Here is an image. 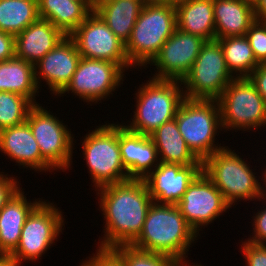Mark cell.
<instances>
[{"mask_svg":"<svg viewBox=\"0 0 266 266\" xmlns=\"http://www.w3.org/2000/svg\"><path fill=\"white\" fill-rule=\"evenodd\" d=\"M95 191L105 221L103 238L96 245L103 248L130 245L141 233L154 202L144 179H129Z\"/></svg>","mask_w":266,"mask_h":266,"instance_id":"obj_1","label":"cell"},{"mask_svg":"<svg viewBox=\"0 0 266 266\" xmlns=\"http://www.w3.org/2000/svg\"><path fill=\"white\" fill-rule=\"evenodd\" d=\"M197 237L177 205L153 202L141 233L130 245L140 250L171 256L183 263L187 262L189 249L198 240Z\"/></svg>","mask_w":266,"mask_h":266,"instance_id":"obj_2","label":"cell"},{"mask_svg":"<svg viewBox=\"0 0 266 266\" xmlns=\"http://www.w3.org/2000/svg\"><path fill=\"white\" fill-rule=\"evenodd\" d=\"M236 153L235 149L225 146L202 162V171L231 207L242 200L258 202L261 197V176L255 173L256 169L253 172L251 165L239 155L240 152Z\"/></svg>","mask_w":266,"mask_h":266,"instance_id":"obj_3","label":"cell"},{"mask_svg":"<svg viewBox=\"0 0 266 266\" xmlns=\"http://www.w3.org/2000/svg\"><path fill=\"white\" fill-rule=\"evenodd\" d=\"M135 91L134 115L124 126L135 133L150 135L166 122L176 117L185 99L181 81L157 80L149 77ZM132 120V122H131ZM129 122V124H128Z\"/></svg>","mask_w":266,"mask_h":266,"instance_id":"obj_4","label":"cell"},{"mask_svg":"<svg viewBox=\"0 0 266 266\" xmlns=\"http://www.w3.org/2000/svg\"><path fill=\"white\" fill-rule=\"evenodd\" d=\"M177 28L176 8L171 4H145L125 44L133 69H146ZM143 67V68H142Z\"/></svg>","mask_w":266,"mask_h":266,"instance_id":"obj_5","label":"cell"},{"mask_svg":"<svg viewBox=\"0 0 266 266\" xmlns=\"http://www.w3.org/2000/svg\"><path fill=\"white\" fill-rule=\"evenodd\" d=\"M175 119L190 151L201 162L225 147L221 146L218 141L215 142L217 139L215 136L223 131L217 99L185 97L177 110Z\"/></svg>","mask_w":266,"mask_h":266,"instance_id":"obj_6","label":"cell"},{"mask_svg":"<svg viewBox=\"0 0 266 266\" xmlns=\"http://www.w3.org/2000/svg\"><path fill=\"white\" fill-rule=\"evenodd\" d=\"M107 122L104 125L99 124L91 132L89 130L80 141L82 155L95 190L130 179L119 148V122Z\"/></svg>","mask_w":266,"mask_h":266,"instance_id":"obj_7","label":"cell"},{"mask_svg":"<svg viewBox=\"0 0 266 266\" xmlns=\"http://www.w3.org/2000/svg\"><path fill=\"white\" fill-rule=\"evenodd\" d=\"M217 100L223 133L266 128V101L249 78H234Z\"/></svg>","mask_w":266,"mask_h":266,"instance_id":"obj_8","label":"cell"},{"mask_svg":"<svg viewBox=\"0 0 266 266\" xmlns=\"http://www.w3.org/2000/svg\"><path fill=\"white\" fill-rule=\"evenodd\" d=\"M63 213L54 202L43 199L28 215L22 227L19 244L10 256L21 265L23 262L34 263L41 260L40 257L53 244L56 245L55 242L64 230L66 222Z\"/></svg>","mask_w":266,"mask_h":266,"instance_id":"obj_9","label":"cell"},{"mask_svg":"<svg viewBox=\"0 0 266 266\" xmlns=\"http://www.w3.org/2000/svg\"><path fill=\"white\" fill-rule=\"evenodd\" d=\"M53 114L40 103L34 104L29 109L26 121L39 145L42 157L56 172H65L72 170L76 139L68 125Z\"/></svg>","mask_w":266,"mask_h":266,"instance_id":"obj_10","label":"cell"},{"mask_svg":"<svg viewBox=\"0 0 266 266\" xmlns=\"http://www.w3.org/2000/svg\"><path fill=\"white\" fill-rule=\"evenodd\" d=\"M233 79L227 69L221 44L215 39L203 44L181 83L186 98L218 99Z\"/></svg>","mask_w":266,"mask_h":266,"instance_id":"obj_11","label":"cell"},{"mask_svg":"<svg viewBox=\"0 0 266 266\" xmlns=\"http://www.w3.org/2000/svg\"><path fill=\"white\" fill-rule=\"evenodd\" d=\"M124 73L116 63L81 57L70 83L56 98H63L66 92V95L71 92L87 105H96L116 93L126 77Z\"/></svg>","mask_w":266,"mask_h":266,"instance_id":"obj_12","label":"cell"},{"mask_svg":"<svg viewBox=\"0 0 266 266\" xmlns=\"http://www.w3.org/2000/svg\"><path fill=\"white\" fill-rule=\"evenodd\" d=\"M69 37L74 41L81 57L110 61L118 64L125 72L129 68L132 71L133 66L126 56L125 44L94 10Z\"/></svg>","mask_w":266,"mask_h":266,"instance_id":"obj_13","label":"cell"},{"mask_svg":"<svg viewBox=\"0 0 266 266\" xmlns=\"http://www.w3.org/2000/svg\"><path fill=\"white\" fill-rule=\"evenodd\" d=\"M190 227L200 236L202 228L223 216L232 207L216 185L201 171L189 184L177 204ZM223 214V215H222Z\"/></svg>","mask_w":266,"mask_h":266,"instance_id":"obj_14","label":"cell"},{"mask_svg":"<svg viewBox=\"0 0 266 266\" xmlns=\"http://www.w3.org/2000/svg\"><path fill=\"white\" fill-rule=\"evenodd\" d=\"M205 42L199 36L176 28L149 63L150 67L155 66L154 70L157 69L154 74L151 73L153 76L150 78L182 81L189 73Z\"/></svg>","mask_w":266,"mask_h":266,"instance_id":"obj_15","label":"cell"},{"mask_svg":"<svg viewBox=\"0 0 266 266\" xmlns=\"http://www.w3.org/2000/svg\"><path fill=\"white\" fill-rule=\"evenodd\" d=\"M80 60L81 55L74 41L66 36L34 65L39 89L42 81H45L47 89L51 92L50 95L57 97L70 83Z\"/></svg>","mask_w":266,"mask_h":266,"instance_id":"obj_16","label":"cell"},{"mask_svg":"<svg viewBox=\"0 0 266 266\" xmlns=\"http://www.w3.org/2000/svg\"><path fill=\"white\" fill-rule=\"evenodd\" d=\"M202 171V164L160 162L145 178L152 200L157 204L177 205L189 184Z\"/></svg>","mask_w":266,"mask_h":266,"instance_id":"obj_17","label":"cell"},{"mask_svg":"<svg viewBox=\"0 0 266 266\" xmlns=\"http://www.w3.org/2000/svg\"><path fill=\"white\" fill-rule=\"evenodd\" d=\"M0 152L8 156L10 161L23 169L29 168L35 172L56 171L41 155L28 122L0 130Z\"/></svg>","mask_w":266,"mask_h":266,"instance_id":"obj_18","label":"cell"},{"mask_svg":"<svg viewBox=\"0 0 266 266\" xmlns=\"http://www.w3.org/2000/svg\"><path fill=\"white\" fill-rule=\"evenodd\" d=\"M119 148L130 179H144L160 163L151 137L128 130L122 122L119 124Z\"/></svg>","mask_w":266,"mask_h":266,"instance_id":"obj_19","label":"cell"},{"mask_svg":"<svg viewBox=\"0 0 266 266\" xmlns=\"http://www.w3.org/2000/svg\"><path fill=\"white\" fill-rule=\"evenodd\" d=\"M65 37L51 22L39 18L15 36V57L35 65Z\"/></svg>","mask_w":266,"mask_h":266,"instance_id":"obj_20","label":"cell"},{"mask_svg":"<svg viewBox=\"0 0 266 266\" xmlns=\"http://www.w3.org/2000/svg\"><path fill=\"white\" fill-rule=\"evenodd\" d=\"M22 189L20 187L0 209V255H10L16 249L28 215L43 200L26 199Z\"/></svg>","mask_w":266,"mask_h":266,"instance_id":"obj_21","label":"cell"},{"mask_svg":"<svg viewBox=\"0 0 266 266\" xmlns=\"http://www.w3.org/2000/svg\"><path fill=\"white\" fill-rule=\"evenodd\" d=\"M216 40L244 36L256 21L253 4L245 0H213Z\"/></svg>","mask_w":266,"mask_h":266,"instance_id":"obj_22","label":"cell"},{"mask_svg":"<svg viewBox=\"0 0 266 266\" xmlns=\"http://www.w3.org/2000/svg\"><path fill=\"white\" fill-rule=\"evenodd\" d=\"M175 8L179 30L205 41L216 39L213 0H178Z\"/></svg>","mask_w":266,"mask_h":266,"instance_id":"obj_23","label":"cell"},{"mask_svg":"<svg viewBox=\"0 0 266 266\" xmlns=\"http://www.w3.org/2000/svg\"><path fill=\"white\" fill-rule=\"evenodd\" d=\"M143 6L142 2L130 0H96L94 11L109 29L126 44Z\"/></svg>","mask_w":266,"mask_h":266,"instance_id":"obj_24","label":"cell"},{"mask_svg":"<svg viewBox=\"0 0 266 266\" xmlns=\"http://www.w3.org/2000/svg\"><path fill=\"white\" fill-rule=\"evenodd\" d=\"M149 136L157 149L160 162L180 164L183 166L202 164L190 151L178 129L175 118L161 125Z\"/></svg>","mask_w":266,"mask_h":266,"instance_id":"obj_25","label":"cell"},{"mask_svg":"<svg viewBox=\"0 0 266 266\" xmlns=\"http://www.w3.org/2000/svg\"><path fill=\"white\" fill-rule=\"evenodd\" d=\"M39 90L33 64L17 57L0 62V92L19 94L39 104L36 102Z\"/></svg>","mask_w":266,"mask_h":266,"instance_id":"obj_26","label":"cell"},{"mask_svg":"<svg viewBox=\"0 0 266 266\" xmlns=\"http://www.w3.org/2000/svg\"><path fill=\"white\" fill-rule=\"evenodd\" d=\"M41 19L48 20L66 36L75 31L92 12L80 0H37Z\"/></svg>","mask_w":266,"mask_h":266,"instance_id":"obj_27","label":"cell"},{"mask_svg":"<svg viewBox=\"0 0 266 266\" xmlns=\"http://www.w3.org/2000/svg\"><path fill=\"white\" fill-rule=\"evenodd\" d=\"M223 50L227 69L234 78H248L259 65L247 37L235 36L217 39Z\"/></svg>","mask_w":266,"mask_h":266,"instance_id":"obj_28","label":"cell"},{"mask_svg":"<svg viewBox=\"0 0 266 266\" xmlns=\"http://www.w3.org/2000/svg\"><path fill=\"white\" fill-rule=\"evenodd\" d=\"M37 0H0V30L14 36L38 20Z\"/></svg>","mask_w":266,"mask_h":266,"instance_id":"obj_29","label":"cell"},{"mask_svg":"<svg viewBox=\"0 0 266 266\" xmlns=\"http://www.w3.org/2000/svg\"><path fill=\"white\" fill-rule=\"evenodd\" d=\"M34 104L26 97L11 92H0V130L26 121Z\"/></svg>","mask_w":266,"mask_h":266,"instance_id":"obj_30","label":"cell"},{"mask_svg":"<svg viewBox=\"0 0 266 266\" xmlns=\"http://www.w3.org/2000/svg\"><path fill=\"white\" fill-rule=\"evenodd\" d=\"M113 249L122 257L125 266H178L175 258L137 249L131 245H119Z\"/></svg>","mask_w":266,"mask_h":266,"instance_id":"obj_31","label":"cell"},{"mask_svg":"<svg viewBox=\"0 0 266 266\" xmlns=\"http://www.w3.org/2000/svg\"><path fill=\"white\" fill-rule=\"evenodd\" d=\"M258 63L266 62V21L256 20L245 35Z\"/></svg>","mask_w":266,"mask_h":266,"instance_id":"obj_32","label":"cell"},{"mask_svg":"<svg viewBox=\"0 0 266 266\" xmlns=\"http://www.w3.org/2000/svg\"><path fill=\"white\" fill-rule=\"evenodd\" d=\"M96 249L95 254L87 257L79 266H125L122 257L113 248Z\"/></svg>","mask_w":266,"mask_h":266,"instance_id":"obj_33","label":"cell"},{"mask_svg":"<svg viewBox=\"0 0 266 266\" xmlns=\"http://www.w3.org/2000/svg\"><path fill=\"white\" fill-rule=\"evenodd\" d=\"M240 245L246 266H266V244H257L245 239Z\"/></svg>","mask_w":266,"mask_h":266,"instance_id":"obj_34","label":"cell"},{"mask_svg":"<svg viewBox=\"0 0 266 266\" xmlns=\"http://www.w3.org/2000/svg\"><path fill=\"white\" fill-rule=\"evenodd\" d=\"M264 204V206H263ZM262 208L258 209L255 214H253V217H251L253 220L251 224L253 228L252 235H249V238L246 239L248 241H251L253 243L257 244H266V202L262 201ZM264 208V209H263ZM252 236V237H251Z\"/></svg>","mask_w":266,"mask_h":266,"instance_id":"obj_35","label":"cell"},{"mask_svg":"<svg viewBox=\"0 0 266 266\" xmlns=\"http://www.w3.org/2000/svg\"><path fill=\"white\" fill-rule=\"evenodd\" d=\"M17 176H11L0 172V209L13 196V194L20 188L21 183L17 181Z\"/></svg>","mask_w":266,"mask_h":266,"instance_id":"obj_36","label":"cell"},{"mask_svg":"<svg viewBox=\"0 0 266 266\" xmlns=\"http://www.w3.org/2000/svg\"><path fill=\"white\" fill-rule=\"evenodd\" d=\"M248 78L255 85L257 92L266 101V62L259 63Z\"/></svg>","mask_w":266,"mask_h":266,"instance_id":"obj_37","label":"cell"},{"mask_svg":"<svg viewBox=\"0 0 266 266\" xmlns=\"http://www.w3.org/2000/svg\"><path fill=\"white\" fill-rule=\"evenodd\" d=\"M15 57V36L0 30V62Z\"/></svg>","mask_w":266,"mask_h":266,"instance_id":"obj_38","label":"cell"},{"mask_svg":"<svg viewBox=\"0 0 266 266\" xmlns=\"http://www.w3.org/2000/svg\"><path fill=\"white\" fill-rule=\"evenodd\" d=\"M253 7L256 20L266 21V0H256Z\"/></svg>","mask_w":266,"mask_h":266,"instance_id":"obj_39","label":"cell"},{"mask_svg":"<svg viewBox=\"0 0 266 266\" xmlns=\"http://www.w3.org/2000/svg\"><path fill=\"white\" fill-rule=\"evenodd\" d=\"M261 170H264V171H261L262 177L260 179H261V182L263 181V183L261 184V197L259 199V202L260 201L266 202V166Z\"/></svg>","mask_w":266,"mask_h":266,"instance_id":"obj_40","label":"cell"},{"mask_svg":"<svg viewBox=\"0 0 266 266\" xmlns=\"http://www.w3.org/2000/svg\"><path fill=\"white\" fill-rule=\"evenodd\" d=\"M178 0H146V4H171L175 5Z\"/></svg>","mask_w":266,"mask_h":266,"instance_id":"obj_41","label":"cell"},{"mask_svg":"<svg viewBox=\"0 0 266 266\" xmlns=\"http://www.w3.org/2000/svg\"><path fill=\"white\" fill-rule=\"evenodd\" d=\"M80 1H83L92 11L94 10L96 0H80Z\"/></svg>","mask_w":266,"mask_h":266,"instance_id":"obj_42","label":"cell"},{"mask_svg":"<svg viewBox=\"0 0 266 266\" xmlns=\"http://www.w3.org/2000/svg\"><path fill=\"white\" fill-rule=\"evenodd\" d=\"M130 1H134V2H142L144 5L146 4V0H130Z\"/></svg>","mask_w":266,"mask_h":266,"instance_id":"obj_43","label":"cell"},{"mask_svg":"<svg viewBox=\"0 0 266 266\" xmlns=\"http://www.w3.org/2000/svg\"><path fill=\"white\" fill-rule=\"evenodd\" d=\"M245 1H248V2H250V3H252V4H254V2H255L256 0H245Z\"/></svg>","mask_w":266,"mask_h":266,"instance_id":"obj_44","label":"cell"}]
</instances>
